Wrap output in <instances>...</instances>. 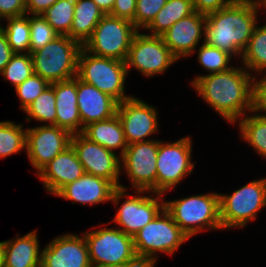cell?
Listing matches in <instances>:
<instances>
[{"instance_id":"obj_1","label":"cell","mask_w":266,"mask_h":267,"mask_svg":"<svg viewBox=\"0 0 266 267\" xmlns=\"http://www.w3.org/2000/svg\"><path fill=\"white\" fill-rule=\"evenodd\" d=\"M254 76L242 65L213 74H197L189 83L196 96L235 125L253 109Z\"/></svg>"},{"instance_id":"obj_2","label":"cell","mask_w":266,"mask_h":267,"mask_svg":"<svg viewBox=\"0 0 266 267\" xmlns=\"http://www.w3.org/2000/svg\"><path fill=\"white\" fill-rule=\"evenodd\" d=\"M259 12L260 8L228 5L207 14L204 42L240 61L256 25L263 20Z\"/></svg>"},{"instance_id":"obj_3","label":"cell","mask_w":266,"mask_h":267,"mask_svg":"<svg viewBox=\"0 0 266 267\" xmlns=\"http://www.w3.org/2000/svg\"><path fill=\"white\" fill-rule=\"evenodd\" d=\"M164 208L190 239L204 231L223 230L220 220L219 193L216 191L170 201L165 199Z\"/></svg>"},{"instance_id":"obj_4","label":"cell","mask_w":266,"mask_h":267,"mask_svg":"<svg viewBox=\"0 0 266 267\" xmlns=\"http://www.w3.org/2000/svg\"><path fill=\"white\" fill-rule=\"evenodd\" d=\"M188 240L165 208L133 236L137 257L150 267H156L159 254L173 256Z\"/></svg>"},{"instance_id":"obj_5","label":"cell","mask_w":266,"mask_h":267,"mask_svg":"<svg viewBox=\"0 0 266 267\" xmlns=\"http://www.w3.org/2000/svg\"><path fill=\"white\" fill-rule=\"evenodd\" d=\"M127 190H130L129 187L123 184L114 190L111 204L116 206V214L109 223H114L115 227L133 237L164 208L166 195L143 190H133V195Z\"/></svg>"},{"instance_id":"obj_6","label":"cell","mask_w":266,"mask_h":267,"mask_svg":"<svg viewBox=\"0 0 266 267\" xmlns=\"http://www.w3.org/2000/svg\"><path fill=\"white\" fill-rule=\"evenodd\" d=\"M128 76L126 62L93 55L83 47L80 50L77 77L110 95L118 103L134 96L126 92Z\"/></svg>"},{"instance_id":"obj_7","label":"cell","mask_w":266,"mask_h":267,"mask_svg":"<svg viewBox=\"0 0 266 267\" xmlns=\"http://www.w3.org/2000/svg\"><path fill=\"white\" fill-rule=\"evenodd\" d=\"M219 206L223 230L247 227L266 208V176L246 183L231 194L220 192Z\"/></svg>"},{"instance_id":"obj_8","label":"cell","mask_w":266,"mask_h":267,"mask_svg":"<svg viewBox=\"0 0 266 267\" xmlns=\"http://www.w3.org/2000/svg\"><path fill=\"white\" fill-rule=\"evenodd\" d=\"M82 45L67 35H59L53 41L30 53L34 73L49 84L77 76L78 56Z\"/></svg>"},{"instance_id":"obj_9","label":"cell","mask_w":266,"mask_h":267,"mask_svg":"<svg viewBox=\"0 0 266 267\" xmlns=\"http://www.w3.org/2000/svg\"><path fill=\"white\" fill-rule=\"evenodd\" d=\"M191 135L176 141L159 140L156 161V193L167 194L174 191L182 180L193 174V143ZM178 185V186H177Z\"/></svg>"},{"instance_id":"obj_10","label":"cell","mask_w":266,"mask_h":267,"mask_svg":"<svg viewBox=\"0 0 266 267\" xmlns=\"http://www.w3.org/2000/svg\"><path fill=\"white\" fill-rule=\"evenodd\" d=\"M108 224L110 225L109 222L107 224L101 222L99 226L91 227L90 231L82 232L86 240L92 267L109 264L144 263L136 255L133 237L126 235L117 227H108Z\"/></svg>"},{"instance_id":"obj_11","label":"cell","mask_w":266,"mask_h":267,"mask_svg":"<svg viewBox=\"0 0 266 267\" xmlns=\"http://www.w3.org/2000/svg\"><path fill=\"white\" fill-rule=\"evenodd\" d=\"M138 31L132 22L106 14L82 47L93 55L125 62Z\"/></svg>"},{"instance_id":"obj_12","label":"cell","mask_w":266,"mask_h":267,"mask_svg":"<svg viewBox=\"0 0 266 267\" xmlns=\"http://www.w3.org/2000/svg\"><path fill=\"white\" fill-rule=\"evenodd\" d=\"M128 74L132 68L147 79L164 74L179 60L165 45L161 36L140 32L135 34L126 59Z\"/></svg>"},{"instance_id":"obj_13","label":"cell","mask_w":266,"mask_h":267,"mask_svg":"<svg viewBox=\"0 0 266 267\" xmlns=\"http://www.w3.org/2000/svg\"><path fill=\"white\" fill-rule=\"evenodd\" d=\"M159 139L129 144L120 157L121 173L126 174L131 190L156 193V161Z\"/></svg>"},{"instance_id":"obj_14","label":"cell","mask_w":266,"mask_h":267,"mask_svg":"<svg viewBox=\"0 0 266 267\" xmlns=\"http://www.w3.org/2000/svg\"><path fill=\"white\" fill-rule=\"evenodd\" d=\"M116 114L128 145L154 140L152 135L160 133L157 108L141 98L133 96L118 103Z\"/></svg>"},{"instance_id":"obj_15","label":"cell","mask_w":266,"mask_h":267,"mask_svg":"<svg viewBox=\"0 0 266 267\" xmlns=\"http://www.w3.org/2000/svg\"><path fill=\"white\" fill-rule=\"evenodd\" d=\"M72 134L55 125L26 128V156L35 175L55 156L71 145Z\"/></svg>"},{"instance_id":"obj_16","label":"cell","mask_w":266,"mask_h":267,"mask_svg":"<svg viewBox=\"0 0 266 267\" xmlns=\"http://www.w3.org/2000/svg\"><path fill=\"white\" fill-rule=\"evenodd\" d=\"M71 145L85 173L104 178L116 188L120 187L122 174L119 154L90 141L82 133L72 134Z\"/></svg>"},{"instance_id":"obj_17","label":"cell","mask_w":266,"mask_h":267,"mask_svg":"<svg viewBox=\"0 0 266 267\" xmlns=\"http://www.w3.org/2000/svg\"><path fill=\"white\" fill-rule=\"evenodd\" d=\"M41 267H92L84 234L64 233L42 249Z\"/></svg>"},{"instance_id":"obj_18","label":"cell","mask_w":266,"mask_h":267,"mask_svg":"<svg viewBox=\"0 0 266 267\" xmlns=\"http://www.w3.org/2000/svg\"><path fill=\"white\" fill-rule=\"evenodd\" d=\"M205 23L206 15L194 11L174 23L161 37L178 60L190 58L204 41Z\"/></svg>"},{"instance_id":"obj_19","label":"cell","mask_w":266,"mask_h":267,"mask_svg":"<svg viewBox=\"0 0 266 267\" xmlns=\"http://www.w3.org/2000/svg\"><path fill=\"white\" fill-rule=\"evenodd\" d=\"M85 173L75 149L70 145L46 164L36 177L49 194L55 195L67 184L76 181Z\"/></svg>"},{"instance_id":"obj_20","label":"cell","mask_w":266,"mask_h":267,"mask_svg":"<svg viewBox=\"0 0 266 267\" xmlns=\"http://www.w3.org/2000/svg\"><path fill=\"white\" fill-rule=\"evenodd\" d=\"M116 187L108 180L84 173L76 181L65 185L55 197L69 200L72 204L95 206L101 203H111V197Z\"/></svg>"},{"instance_id":"obj_21","label":"cell","mask_w":266,"mask_h":267,"mask_svg":"<svg viewBox=\"0 0 266 267\" xmlns=\"http://www.w3.org/2000/svg\"><path fill=\"white\" fill-rule=\"evenodd\" d=\"M77 104L82 121V131L90 123L113 117L118 102L110 95L101 92L94 85L77 77Z\"/></svg>"},{"instance_id":"obj_22","label":"cell","mask_w":266,"mask_h":267,"mask_svg":"<svg viewBox=\"0 0 266 267\" xmlns=\"http://www.w3.org/2000/svg\"><path fill=\"white\" fill-rule=\"evenodd\" d=\"M56 98V126L71 134L82 133V121L77 104V76L53 83Z\"/></svg>"},{"instance_id":"obj_23","label":"cell","mask_w":266,"mask_h":267,"mask_svg":"<svg viewBox=\"0 0 266 267\" xmlns=\"http://www.w3.org/2000/svg\"><path fill=\"white\" fill-rule=\"evenodd\" d=\"M38 229L4 240L5 267H41L42 249Z\"/></svg>"},{"instance_id":"obj_24","label":"cell","mask_w":266,"mask_h":267,"mask_svg":"<svg viewBox=\"0 0 266 267\" xmlns=\"http://www.w3.org/2000/svg\"><path fill=\"white\" fill-rule=\"evenodd\" d=\"M82 134L104 148L120 153L121 157L128 146L117 114L105 120L93 122L84 127ZM119 150L118 152H116Z\"/></svg>"},{"instance_id":"obj_25","label":"cell","mask_w":266,"mask_h":267,"mask_svg":"<svg viewBox=\"0 0 266 267\" xmlns=\"http://www.w3.org/2000/svg\"><path fill=\"white\" fill-rule=\"evenodd\" d=\"M104 15L93 0H75L70 37L83 46Z\"/></svg>"},{"instance_id":"obj_26","label":"cell","mask_w":266,"mask_h":267,"mask_svg":"<svg viewBox=\"0 0 266 267\" xmlns=\"http://www.w3.org/2000/svg\"><path fill=\"white\" fill-rule=\"evenodd\" d=\"M261 25H256L240 59L254 77L266 74V21Z\"/></svg>"},{"instance_id":"obj_27","label":"cell","mask_w":266,"mask_h":267,"mask_svg":"<svg viewBox=\"0 0 266 267\" xmlns=\"http://www.w3.org/2000/svg\"><path fill=\"white\" fill-rule=\"evenodd\" d=\"M194 11L192 0H167L164 7L143 31L149 35L162 36L174 23Z\"/></svg>"},{"instance_id":"obj_28","label":"cell","mask_w":266,"mask_h":267,"mask_svg":"<svg viewBox=\"0 0 266 267\" xmlns=\"http://www.w3.org/2000/svg\"><path fill=\"white\" fill-rule=\"evenodd\" d=\"M238 124V125H237ZM235 125L238 126L240 140L248 143L254 151L266 159V117H261L249 112ZM242 138V139H241Z\"/></svg>"},{"instance_id":"obj_29","label":"cell","mask_w":266,"mask_h":267,"mask_svg":"<svg viewBox=\"0 0 266 267\" xmlns=\"http://www.w3.org/2000/svg\"><path fill=\"white\" fill-rule=\"evenodd\" d=\"M6 23L0 24L7 42L14 53H30V26L29 15L4 19Z\"/></svg>"},{"instance_id":"obj_30","label":"cell","mask_w":266,"mask_h":267,"mask_svg":"<svg viewBox=\"0 0 266 267\" xmlns=\"http://www.w3.org/2000/svg\"><path fill=\"white\" fill-rule=\"evenodd\" d=\"M56 98L53 89V83L44 89V91L22 112L25 114L27 123L31 120L41 125L56 126Z\"/></svg>"},{"instance_id":"obj_31","label":"cell","mask_w":266,"mask_h":267,"mask_svg":"<svg viewBox=\"0 0 266 267\" xmlns=\"http://www.w3.org/2000/svg\"><path fill=\"white\" fill-rule=\"evenodd\" d=\"M11 120L0 121V159L26 152V128Z\"/></svg>"},{"instance_id":"obj_32","label":"cell","mask_w":266,"mask_h":267,"mask_svg":"<svg viewBox=\"0 0 266 267\" xmlns=\"http://www.w3.org/2000/svg\"><path fill=\"white\" fill-rule=\"evenodd\" d=\"M195 53L197 54V63L204 71L208 72L207 74L223 72L234 66L232 65L234 63L231 62L234 58L231 55L217 47L206 44L204 41L195 49L192 55Z\"/></svg>"},{"instance_id":"obj_33","label":"cell","mask_w":266,"mask_h":267,"mask_svg":"<svg viewBox=\"0 0 266 267\" xmlns=\"http://www.w3.org/2000/svg\"><path fill=\"white\" fill-rule=\"evenodd\" d=\"M75 0H57L41 15L59 35L70 37L73 23Z\"/></svg>"},{"instance_id":"obj_34","label":"cell","mask_w":266,"mask_h":267,"mask_svg":"<svg viewBox=\"0 0 266 267\" xmlns=\"http://www.w3.org/2000/svg\"><path fill=\"white\" fill-rule=\"evenodd\" d=\"M34 73L30 53H14L0 76L8 81L14 89Z\"/></svg>"},{"instance_id":"obj_35","label":"cell","mask_w":266,"mask_h":267,"mask_svg":"<svg viewBox=\"0 0 266 267\" xmlns=\"http://www.w3.org/2000/svg\"><path fill=\"white\" fill-rule=\"evenodd\" d=\"M30 53L43 48L53 41L59 34L45 20L42 15H29Z\"/></svg>"},{"instance_id":"obj_36","label":"cell","mask_w":266,"mask_h":267,"mask_svg":"<svg viewBox=\"0 0 266 267\" xmlns=\"http://www.w3.org/2000/svg\"><path fill=\"white\" fill-rule=\"evenodd\" d=\"M50 84L39 75L33 73L28 79L15 88L19 98V107L24 111Z\"/></svg>"},{"instance_id":"obj_37","label":"cell","mask_w":266,"mask_h":267,"mask_svg":"<svg viewBox=\"0 0 266 267\" xmlns=\"http://www.w3.org/2000/svg\"><path fill=\"white\" fill-rule=\"evenodd\" d=\"M167 0H136L135 27L143 31L164 7Z\"/></svg>"},{"instance_id":"obj_38","label":"cell","mask_w":266,"mask_h":267,"mask_svg":"<svg viewBox=\"0 0 266 267\" xmlns=\"http://www.w3.org/2000/svg\"><path fill=\"white\" fill-rule=\"evenodd\" d=\"M252 112L258 116L266 117V74L254 77Z\"/></svg>"},{"instance_id":"obj_39","label":"cell","mask_w":266,"mask_h":267,"mask_svg":"<svg viewBox=\"0 0 266 267\" xmlns=\"http://www.w3.org/2000/svg\"><path fill=\"white\" fill-rule=\"evenodd\" d=\"M25 0H0V22L6 18L25 15Z\"/></svg>"},{"instance_id":"obj_40","label":"cell","mask_w":266,"mask_h":267,"mask_svg":"<svg viewBox=\"0 0 266 267\" xmlns=\"http://www.w3.org/2000/svg\"><path fill=\"white\" fill-rule=\"evenodd\" d=\"M136 13V0H115L113 9L109 15L128 20L134 24Z\"/></svg>"},{"instance_id":"obj_41","label":"cell","mask_w":266,"mask_h":267,"mask_svg":"<svg viewBox=\"0 0 266 267\" xmlns=\"http://www.w3.org/2000/svg\"><path fill=\"white\" fill-rule=\"evenodd\" d=\"M194 10L198 13L209 14L214 11L225 8L227 5L225 0H192Z\"/></svg>"},{"instance_id":"obj_42","label":"cell","mask_w":266,"mask_h":267,"mask_svg":"<svg viewBox=\"0 0 266 267\" xmlns=\"http://www.w3.org/2000/svg\"><path fill=\"white\" fill-rule=\"evenodd\" d=\"M26 13L28 15H41L49 9L57 0H25Z\"/></svg>"},{"instance_id":"obj_43","label":"cell","mask_w":266,"mask_h":267,"mask_svg":"<svg viewBox=\"0 0 266 267\" xmlns=\"http://www.w3.org/2000/svg\"><path fill=\"white\" fill-rule=\"evenodd\" d=\"M14 55L4 32L0 29V73L4 70L5 66Z\"/></svg>"},{"instance_id":"obj_44","label":"cell","mask_w":266,"mask_h":267,"mask_svg":"<svg viewBox=\"0 0 266 267\" xmlns=\"http://www.w3.org/2000/svg\"><path fill=\"white\" fill-rule=\"evenodd\" d=\"M227 5L251 6L260 8L264 0H225Z\"/></svg>"},{"instance_id":"obj_45","label":"cell","mask_w":266,"mask_h":267,"mask_svg":"<svg viewBox=\"0 0 266 267\" xmlns=\"http://www.w3.org/2000/svg\"><path fill=\"white\" fill-rule=\"evenodd\" d=\"M93 1L105 15L111 13L113 6L115 4V0H93Z\"/></svg>"},{"instance_id":"obj_46","label":"cell","mask_w":266,"mask_h":267,"mask_svg":"<svg viewBox=\"0 0 266 267\" xmlns=\"http://www.w3.org/2000/svg\"><path fill=\"white\" fill-rule=\"evenodd\" d=\"M98 267H150V266L146 263H122V264L101 265Z\"/></svg>"},{"instance_id":"obj_47","label":"cell","mask_w":266,"mask_h":267,"mask_svg":"<svg viewBox=\"0 0 266 267\" xmlns=\"http://www.w3.org/2000/svg\"><path fill=\"white\" fill-rule=\"evenodd\" d=\"M0 267H5V245H4V241L0 242Z\"/></svg>"},{"instance_id":"obj_48","label":"cell","mask_w":266,"mask_h":267,"mask_svg":"<svg viewBox=\"0 0 266 267\" xmlns=\"http://www.w3.org/2000/svg\"><path fill=\"white\" fill-rule=\"evenodd\" d=\"M260 11H263V13H266V0L263 1L262 5L260 7Z\"/></svg>"}]
</instances>
